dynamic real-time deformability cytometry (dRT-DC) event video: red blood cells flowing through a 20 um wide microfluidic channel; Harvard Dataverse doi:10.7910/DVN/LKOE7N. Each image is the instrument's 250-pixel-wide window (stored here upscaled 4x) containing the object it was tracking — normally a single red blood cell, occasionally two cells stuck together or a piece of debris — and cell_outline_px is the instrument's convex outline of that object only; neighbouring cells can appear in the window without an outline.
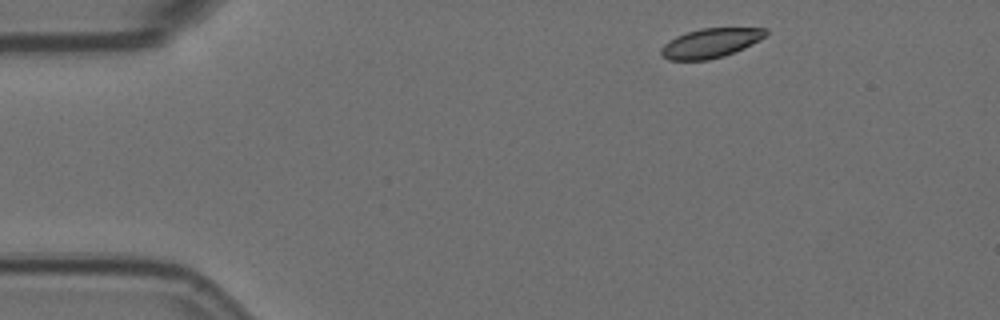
{"species": "Egyptian fruit bat (a non-hibernating species)", "species_latin": "Rousettus aegyptiacus", "temperature_condition": "room temperature", "stored_images_in_passage": 5, "camera_frame_rate_fps": 3000, "um_per_image_px": 0.085, "animal": {"sex": "female"}, "frame": {"image": 1, "passage_image": 1, "time_ms": 0.0, "image_size_px": [1000, 320], "cell_outline_px": [[768, 32], [760, 40], [744, 48], [724, 56], [708, 60], [668, 60], [660, 52], [660, 48], [664, 44], [676, 36], [700, 28], [768, 28]], "centroid_in_image_um": [60.4, 3.66], "position_along_channel_um": 24.6, "area_um2": 17.86}}
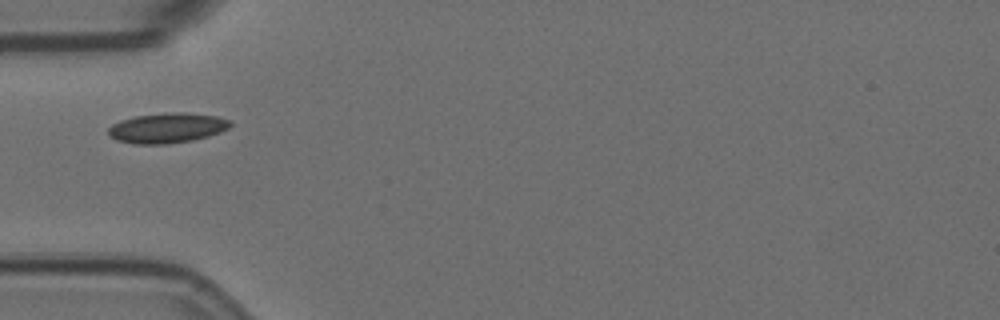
{"frame": {"image": 2, "passage_image": 4, "time_ms": 1.0, "image_size_px": [1000, 320], "cell_outline_px": [[232, 124], [228, 128], [220, 132], [208, 136], [192, 140], [168, 144], [132, 144], [116, 140], [108, 136], [108, 128], [112, 124], [120, 120], [136, 116], [172, 112], [188, 112], [216, 116], [232, 120]], "centroid_in_image_um": [14.2, 10.88], "position_along_channel_um": 70.8, "area_um2": 21.56}}
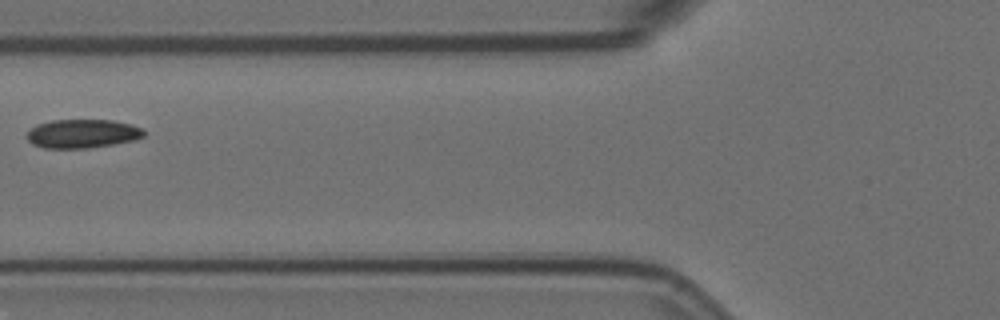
{"frame": {"image": 3, "passage_image": 5, "time_ms": 1.333, "image_size_px": [1000, 320], "cell_outline_px": [[144, 136], [136, 140], [88, 148], [44, 148], [32, 144], [28, 140], [28, 132], [36, 124], [52, 120], [112, 120], [132, 124], [140, 128], [144, 132]], "centroid_in_image_um": [7.01, 11.36], "position_along_channel_um": 118.8, "area_um2": 19.54}}